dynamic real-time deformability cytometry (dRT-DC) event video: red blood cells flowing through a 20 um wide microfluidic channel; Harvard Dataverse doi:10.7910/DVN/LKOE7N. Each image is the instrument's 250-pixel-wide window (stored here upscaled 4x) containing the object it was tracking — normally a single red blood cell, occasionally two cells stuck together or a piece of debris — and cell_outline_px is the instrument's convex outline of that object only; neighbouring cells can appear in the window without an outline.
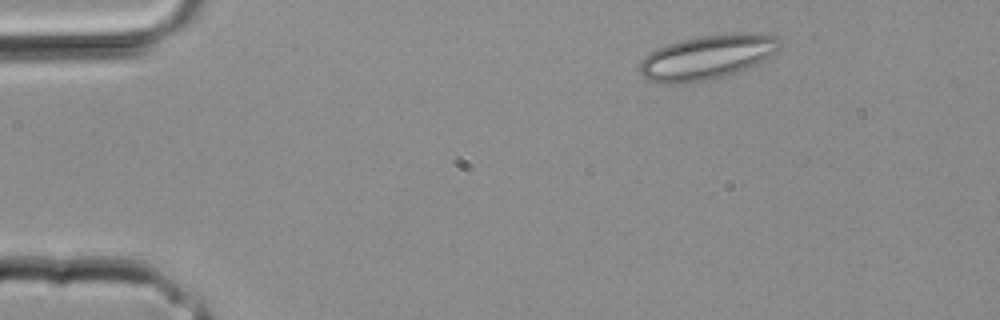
{"species": "common noctule bat (a hibernating species)", "species_latin": "Nyctalus noctula", "temperature_condition": "room temperature", "stored_images_in_passage": 2, "camera_frame_rate_fps": 3000, "um_per_image_px": 0.085, "animal": {"sex": "male", "body_mass_g": 20.4}, "frame": {"image": 1, "passage_image": 1, "time_ms": 0.0, "image_size_px": [1000, 320], "cell_outline_px": [[784, 44], [776, 52], [764, 60], [756, 64], [724, 76], [708, 80], [680, 84], [668, 84], [648, 80], [640, 72], [640, 64], [644, 56], [656, 48], [668, 44], [700, 36], [736, 32], [764, 32], [776, 36]], "centroid_in_image_um": [60.17, 4.84], "position_along_channel_um": 24.8, "area_um2": 36.47}}